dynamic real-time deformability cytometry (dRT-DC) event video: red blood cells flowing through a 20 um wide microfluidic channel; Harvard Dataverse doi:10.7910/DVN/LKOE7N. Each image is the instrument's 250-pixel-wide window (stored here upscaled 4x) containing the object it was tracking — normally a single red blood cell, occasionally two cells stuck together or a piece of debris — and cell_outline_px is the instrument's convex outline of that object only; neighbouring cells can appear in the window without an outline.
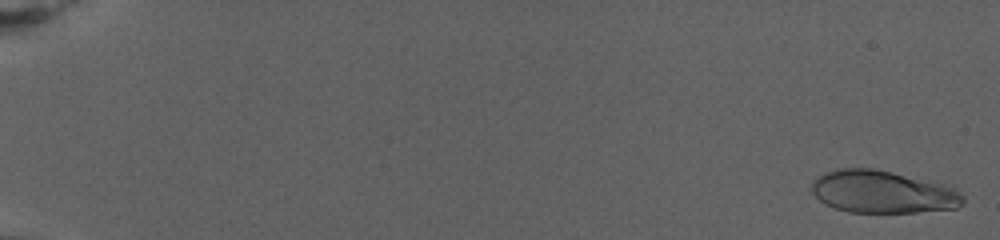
{"species": "human", "species_latin": "Homo sapiens", "temperature_condition": "warm", "stored_images_in_passage": 77, "camera_frame_rate_fps": 3000, "um_per_image_px": 0.085, "donor": {"sex": "female"}, "frame": {"image": 1, "passage_image": 2, "time_ms": 0.333, "image_size_px": [1000, 240], "cell_outline_px": [[964, 200], [956, 208], [916, 212], [848, 212], [836, 208], [820, 200], [812, 192], [812, 184], [820, 176], [836, 168], [872, 168], [892, 172], [940, 184], [952, 188], [964, 196]], "centroid_in_image_um": [75.01, 16.31], "position_along_channel_um": 10.0, "area_um2": 36.7}}
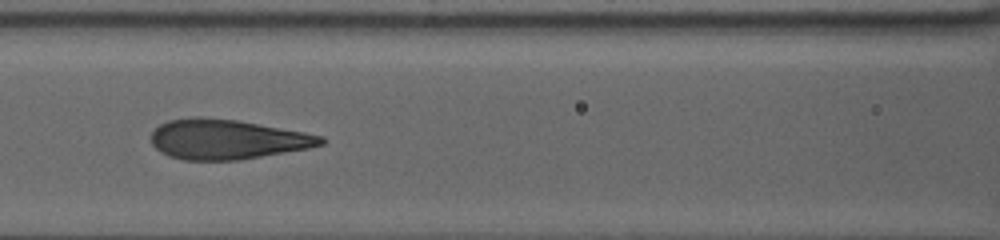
{"frame": {"image": 2, "passage_image": 38, "time_ms": 12.333, "image_size_px": [1000, 240], "cell_outline_px": [[328, 140], [324, 144], [308, 148], [240, 160], [184, 160], [168, 156], [160, 152], [152, 144], [152, 132], [160, 124], [168, 120], [192, 116], [200, 116], [236, 120], [304, 132], [324, 136]], "centroid_in_image_um": [19.29, 11.84], "position_along_channel_um": 147.3, "area_um2": 39.54}}
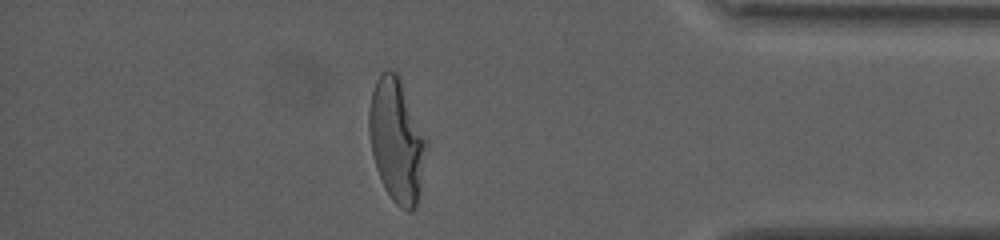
{"frame": {"image": 3, "passage_image": 68, "time_ms": 22.333, "image_size_px": [1000, 240], "cell_outline_px": [[428, 144], [416, 208], [412, 212], [408, 212], [400, 208], [392, 200], [384, 188], [380, 180], [376, 168], [372, 152], [368, 132], [368, 108], [372, 92], [376, 80], [388, 68], [396, 72], [400, 76], [428, 140]], "centroid_in_image_um": [33.72, 11.93], "position_along_channel_um": 401.5, "area_um2": 41.85}, "authors_computed_cell_mechanics": {"area_um2": 39.015, "velocity_mm_per_s": 2.7975, "shape_relaxation_time_tau1_ms": 7.3112, "shape_relaxation_time_tau2_ms": null, "deformation_change_tau1": 0.2803, "deformation_change_tau2": null}}